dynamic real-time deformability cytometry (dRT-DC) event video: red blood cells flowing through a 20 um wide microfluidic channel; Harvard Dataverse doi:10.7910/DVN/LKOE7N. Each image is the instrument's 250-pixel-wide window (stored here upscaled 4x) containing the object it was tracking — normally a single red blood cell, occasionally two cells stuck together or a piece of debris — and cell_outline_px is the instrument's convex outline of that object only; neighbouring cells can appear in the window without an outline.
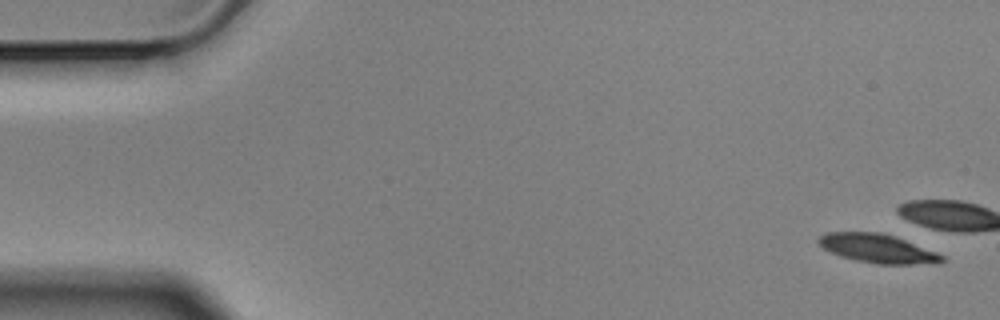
{"species": "Egyptian fruit bat (a non-hibernating species)", "species_latin": "Rousettus aegyptiacus", "temperature_condition": "cold", "stored_images_in_passage": 7, "segment_of_instrument_passage": [1, 2], "camera_frame_rate_fps": 3000, "um_per_image_px": 0.085, "animal": {"sex": "male"}, "frame": {"image": 1, "passage_image": 1, "time_ms": 0.0, "image_size_px": [1000, 320], "cell_outline_px": [[944, 260], [936, 264], [876, 264], [856, 260], [840, 256], [824, 248], [816, 240], [820, 236], [828, 232], [880, 232], [904, 240], [936, 252], [944, 256]], "centroid_in_image_um": [74.6, 21.13], "position_along_channel_um": 10.4, "area_um2": 20.46}}
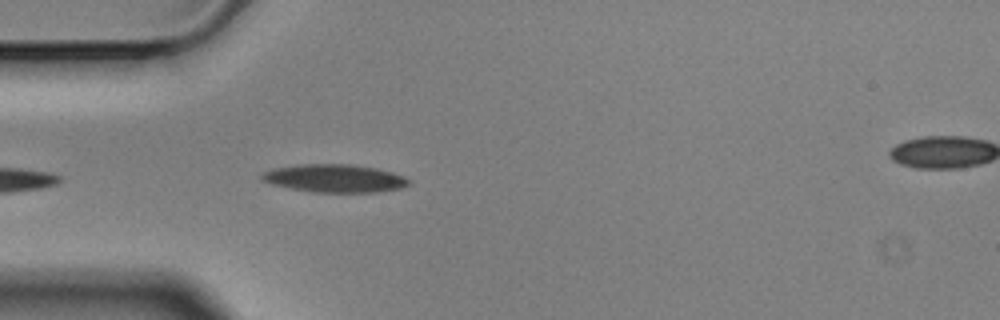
{"frame": {"image": 2, "passage_image": 6, "time_ms": 1.667, "image_size_px": [1000, 320], "cell_outline_px": [[412, 180], [408, 184], [400, 188], [376, 192], [316, 192], [292, 188], [272, 184], [264, 180], [260, 176], [264, 172], [272, 168], [296, 164], [352, 164], [376, 168], [392, 172], [404, 176]], "centroid_in_image_um": [28.46, 15.14], "position_along_channel_um": 56.5, "area_um2": 23.87}}